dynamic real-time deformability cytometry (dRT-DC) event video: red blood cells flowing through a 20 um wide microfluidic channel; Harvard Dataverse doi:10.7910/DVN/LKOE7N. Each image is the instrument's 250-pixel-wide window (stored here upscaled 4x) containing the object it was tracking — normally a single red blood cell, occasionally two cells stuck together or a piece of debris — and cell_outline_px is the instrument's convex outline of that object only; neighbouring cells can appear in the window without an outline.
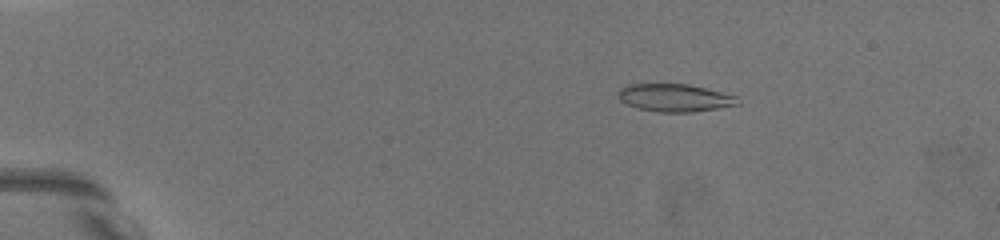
{"species": "common noctule bat (a hibernating species)", "species_latin": "Nyctalus noctula", "temperature_condition": "warm", "stored_images_in_passage": 49, "camera_frame_rate_fps": 3000, "um_per_image_px": 0.085, "animal": {"sex": "female", "body_mass_g": 19.5, "forearm_length_mm": 54.1}, "frame": {"image": 1, "passage_image": 1, "time_ms": 0.0, "image_size_px": [1000, 240], "cell_outline_px": [[740, 104], [692, 112], [660, 112], [636, 108], [624, 104], [616, 96], [620, 88], [628, 84], [688, 84], [736, 96], [740, 100]], "centroid_in_image_um": [57.29, 8.31], "position_along_channel_um": 27.7, "area_um2": 19.31}}
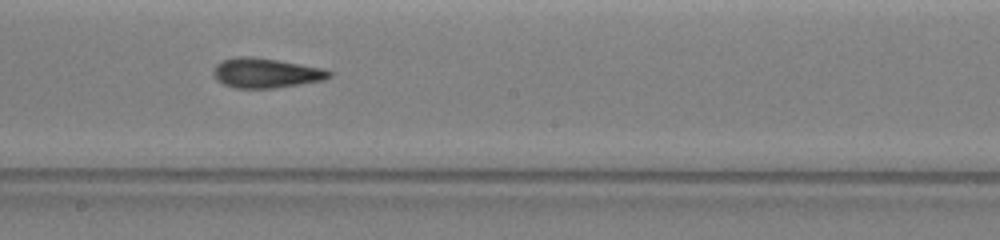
{"frame": {"image": 2, "passage_image": 25, "time_ms": 8.0, "image_size_px": [1000, 240], "cell_outline_px": [[332, 76], [324, 80], [276, 88], [236, 88], [224, 84], [216, 80], [212, 72], [216, 64], [224, 60], [236, 56], [252, 56], [324, 68], [332, 72]], "centroid_in_image_um": [22.6, 6.2], "position_along_channel_um": 225.6, "area_um2": 20.11}}
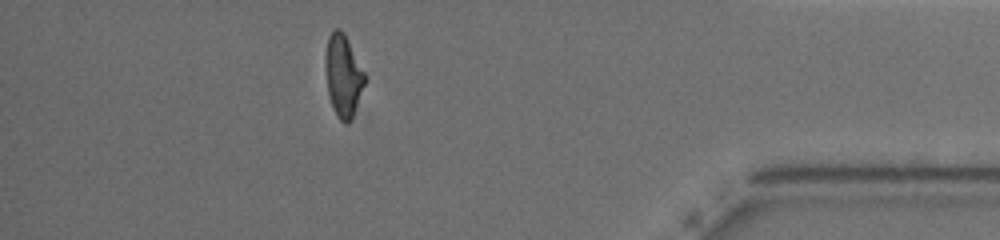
{"frame": {"image": 3, "passage_image": 43, "time_ms": 14.0, "image_size_px": [1000, 240], "cell_outline_px": [[368, 80], [352, 116], [348, 124], [344, 124], [336, 116], [332, 108], [328, 92], [324, 64], [324, 56], [328, 36], [336, 28], [340, 28], [344, 32], [368, 76]], "centroid_in_image_um": [29.19, 6.42], "position_along_channel_um": 406.0, "area_um2": 19.48}, "authors_computed_cell_mechanics": {"area_um2": 19.4208, "velocity_mm_per_s": 3.6204, "shape_relaxation_time_tau1_ms": null, "shape_relaxation_time_tau2_ms": 2.6002, "deformation_change_tau1": null, "deformation_change_tau2": 0.1207}}